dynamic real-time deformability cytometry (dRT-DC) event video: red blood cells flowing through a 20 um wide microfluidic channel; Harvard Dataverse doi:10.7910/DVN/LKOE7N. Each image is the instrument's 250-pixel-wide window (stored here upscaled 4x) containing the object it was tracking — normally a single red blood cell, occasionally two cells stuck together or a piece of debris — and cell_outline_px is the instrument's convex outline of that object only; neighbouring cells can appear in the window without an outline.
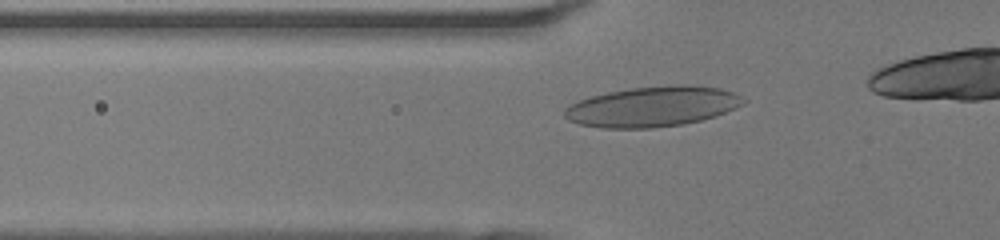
{"species": "human", "species_latin": "Homo sapiens", "temperature_condition": "room temperature", "stored_images_in_passage": 31, "camera_frame_rate_fps": 3000, "um_per_image_px": 0.085, "donor": {"sex": "female"}, "frame": {"image": 1, "passage_image": 5, "time_ms": 1.333, "image_size_px": [1000, 240], "cell_outline_px": [[748, 100], [744, 104], [736, 108], [716, 116], [684, 124], [652, 128], [604, 128], [580, 124], [568, 120], [564, 116], [564, 108], [568, 104], [592, 96], [608, 92], [632, 88], [672, 84], [688, 84], [720, 88], [732, 92]], "centroid_in_image_um": [55.48, 9.05], "position_along_channel_um": 70.3, "area_um2": 42.14}}
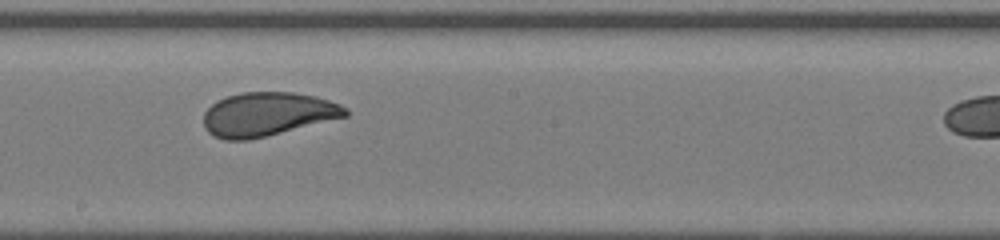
{"frame": {"image": 2, "passage_image": 16, "time_ms": 5.0, "image_size_px": [1000, 240], "cell_outline_px": [[348, 116], [248, 140], [224, 140], [212, 136], [204, 128], [204, 112], [216, 100], [240, 92], [292, 92], [316, 96], [340, 104], [348, 108]], "centroid_in_image_um": [22.72, 9.7], "position_along_channel_um": 225.5, "area_um2": 36.18}}
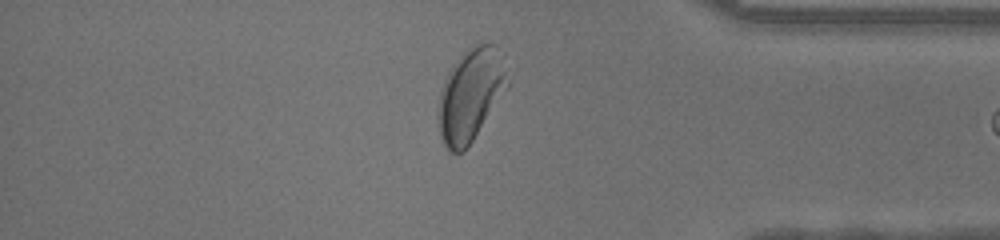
{"frame": {"image": 3, "passage_image": 29, "time_ms": 9.333, "image_size_px": [1000, 240], "cell_outline_px": [[516, 68], [508, 88], [464, 152], [448, 152], [444, 148], [440, 136], [436, 116], [440, 88], [448, 72], [460, 56], [472, 44], [496, 44]], "centroid_in_image_um": [40.09, 7.99], "position_along_channel_um": 395.1, "area_um2": 39.13}}